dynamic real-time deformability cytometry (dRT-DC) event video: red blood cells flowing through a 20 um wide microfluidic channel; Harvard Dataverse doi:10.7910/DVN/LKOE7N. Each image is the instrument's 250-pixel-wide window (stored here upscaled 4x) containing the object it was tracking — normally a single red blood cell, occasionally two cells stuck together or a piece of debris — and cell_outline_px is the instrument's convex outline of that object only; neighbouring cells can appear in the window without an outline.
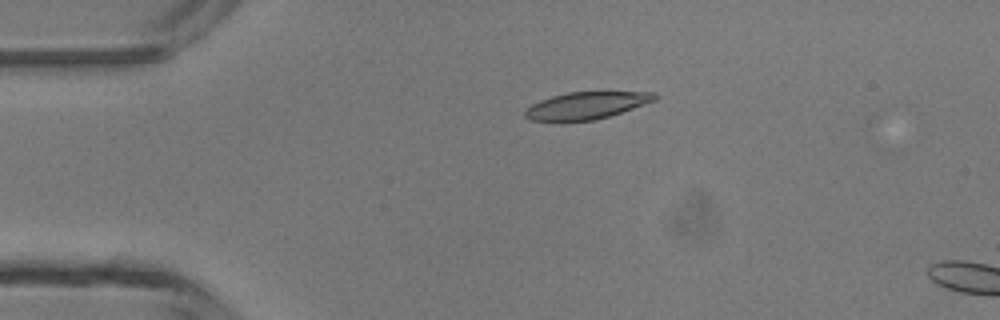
{"species": "common noctule bat (a hibernating species)", "species_latin": "Nyctalus noctula", "temperature_condition": "room temperature", "stored_images_in_passage": 4, "camera_frame_rate_fps": 3000, "um_per_image_px": 0.085, "animal": {"sex": "male", "body_mass_g": 13.3}, "frame": {"image": 1, "passage_image": 3, "time_ms": 2.333, "image_size_px": [1000, 320], "cell_outline_px": [[660, 96], [656, 100], [608, 116], [592, 120], [532, 120], [524, 116], [524, 112], [532, 104], [540, 100], [552, 96], [568, 92], [656, 92]], "centroid_in_image_um": [49.87, 8.94], "position_along_channel_um": 35.1, "area_um2": 20.06}}